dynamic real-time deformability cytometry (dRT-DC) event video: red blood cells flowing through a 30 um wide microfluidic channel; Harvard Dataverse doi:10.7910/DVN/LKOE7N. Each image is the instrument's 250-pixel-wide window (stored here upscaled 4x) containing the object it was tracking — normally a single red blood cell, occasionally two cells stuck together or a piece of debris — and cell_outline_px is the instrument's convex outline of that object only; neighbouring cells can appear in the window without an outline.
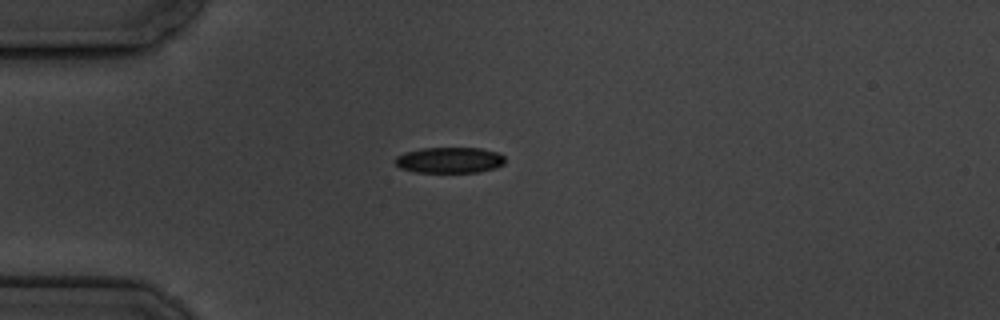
{"species": "common noctule bat (a hibernating species)", "species_latin": "Nyctalus noctula", "temperature_condition": "cold", "stored_images_in_passage": 5, "camera_frame_rate_fps": 3000, "um_per_image_px": 0.085, "animal": {"sex": "male", "body_mass_g": 19.5, "forearm_length_mm": 54.6}, "frame": {"image": 1, "passage_image": 4, "time_ms": 3.333, "image_size_px": [1000, 320], "cell_outline_px": [[504, 164], [496, 168], [480, 172], [412, 172], [400, 168], [392, 160], [396, 156], [404, 152], [420, 148], [480, 148], [500, 152], [504, 156]], "centroid_in_image_um": [38.19, 13.61], "position_along_channel_um": 46.8, "area_um2": 16.88}}